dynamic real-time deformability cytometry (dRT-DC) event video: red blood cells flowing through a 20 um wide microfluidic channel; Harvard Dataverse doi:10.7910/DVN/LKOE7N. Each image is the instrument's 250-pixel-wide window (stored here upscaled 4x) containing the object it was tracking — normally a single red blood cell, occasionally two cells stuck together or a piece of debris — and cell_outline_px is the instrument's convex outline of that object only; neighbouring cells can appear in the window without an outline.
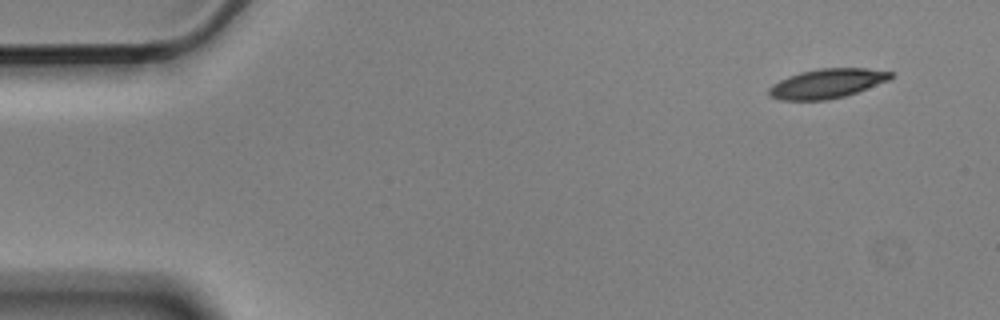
{"species": "Egyptian fruit bat (a non-hibernating species)", "species_latin": "Rousettus aegyptiacus", "temperature_condition": "cold", "stored_images_in_passage": 4, "camera_frame_rate_fps": 3000, "um_per_image_px": 0.085, "animal": {"sex": "male"}, "frame": {"image": 1, "passage_image": 1, "time_ms": 0.0, "image_size_px": [1000, 320], "cell_outline_px": [[892, 76], [888, 80], [856, 92], [844, 96], [828, 100], [780, 100], [768, 96], [768, 88], [772, 84], [788, 76], [800, 72], [816, 68], [868, 68], [892, 72]], "centroid_in_image_um": [70.24, 7.09], "position_along_channel_um": 14.8, "area_um2": 20.87}}
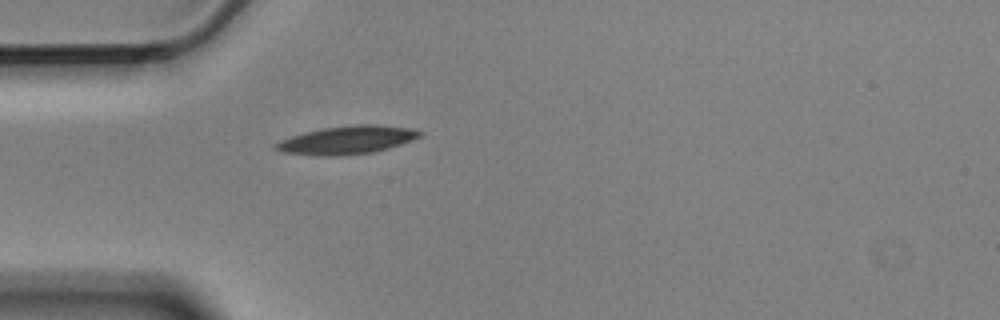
{"frame": {"image": 2, "passage_image": 4, "time_ms": 1.0, "image_size_px": [1000, 320], "cell_outline_px": [[424, 132], [420, 136], [412, 140], [388, 148], [372, 152], [340, 156], [316, 156], [280, 152], [272, 148], [272, 144], [280, 140], [304, 132], [320, 128], [356, 124], [376, 124], [408, 128]], "centroid_in_image_um": [29.42, 11.9], "position_along_channel_um": 55.6, "area_um2": 23.87}}